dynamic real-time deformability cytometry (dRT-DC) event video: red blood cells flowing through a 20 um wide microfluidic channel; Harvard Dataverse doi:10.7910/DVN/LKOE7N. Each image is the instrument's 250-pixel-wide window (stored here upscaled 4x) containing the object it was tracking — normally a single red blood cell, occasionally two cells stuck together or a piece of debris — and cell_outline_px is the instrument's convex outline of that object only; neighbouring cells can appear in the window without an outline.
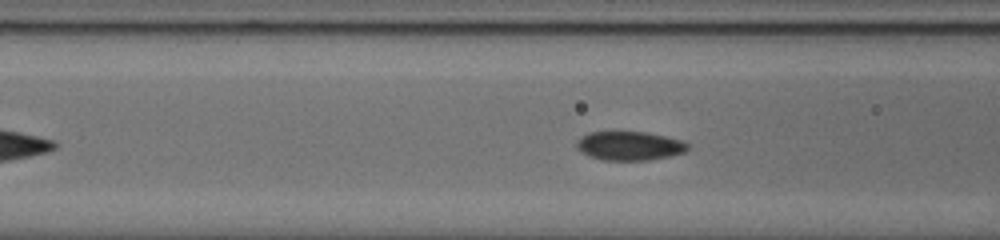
{"species": "common noctule bat (a hibernating species)", "species_latin": "Nyctalus noctula", "temperature_condition": "cold", "stored_images_in_passage": 39, "camera_frame_rate_fps": 3000, "um_per_image_px": 0.085, "animal": {"sex": "male", "body_mass_g": 20.0, "forearm_length_mm": 53.3}, "frame": {"image": 1, "passage_image": 15, "time_ms": 4.667, "image_size_px": [1000, 240], "cell_outline_px": [[688, 148], [684, 152], [668, 156], [648, 160], [604, 160], [592, 156], [576, 148], [576, 140], [580, 136], [588, 132], [612, 128], [620, 128], [644, 132], [664, 136], [680, 140], [688, 144]], "centroid_in_image_um": [53.42, 12.32], "position_along_channel_um": 113.2, "area_um2": 19.36}}
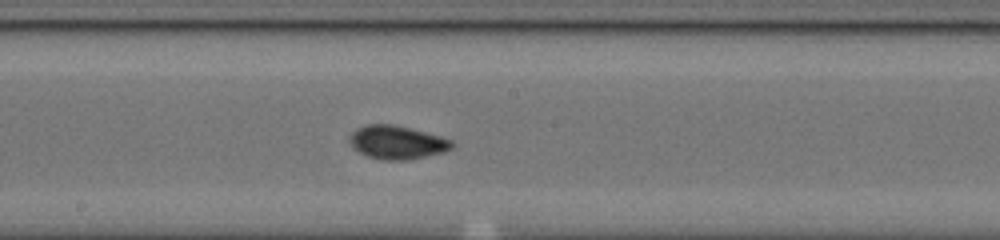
{"frame": {"image": 2, "passage_image": 23, "time_ms": 7.333, "image_size_px": [1000, 240], "cell_outline_px": [[456, 144], [452, 148], [444, 152], [408, 160], [384, 160], [368, 156], [352, 148], [348, 140], [348, 136], [356, 128], [364, 124], [396, 124], [440, 136], [452, 140]], "centroid_in_image_um": [33.73, 12.09], "position_along_channel_um": 214.5, "area_um2": 20.23}}
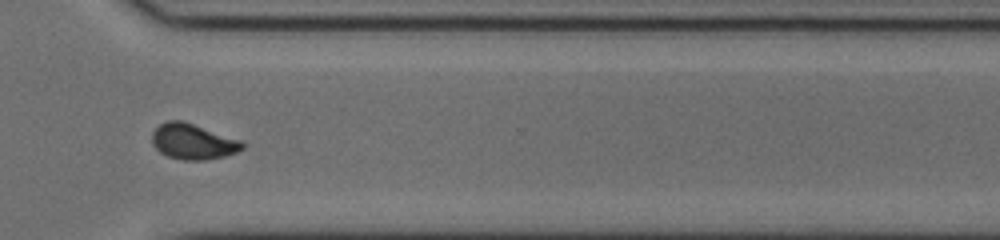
{"frame": {"image": 3, "passage_image": 34, "time_ms": 11.0, "image_size_px": [1000, 240], "cell_outline_px": [[244, 148], [236, 152], [224, 156], [208, 160], [184, 160], [168, 156], [160, 152], [152, 144], [152, 132], [160, 124], [168, 120], [180, 120], [244, 140]], "centroid_in_image_um": [16.43, 12.03], "position_along_channel_um": 354.2, "area_um2": 18.79}}